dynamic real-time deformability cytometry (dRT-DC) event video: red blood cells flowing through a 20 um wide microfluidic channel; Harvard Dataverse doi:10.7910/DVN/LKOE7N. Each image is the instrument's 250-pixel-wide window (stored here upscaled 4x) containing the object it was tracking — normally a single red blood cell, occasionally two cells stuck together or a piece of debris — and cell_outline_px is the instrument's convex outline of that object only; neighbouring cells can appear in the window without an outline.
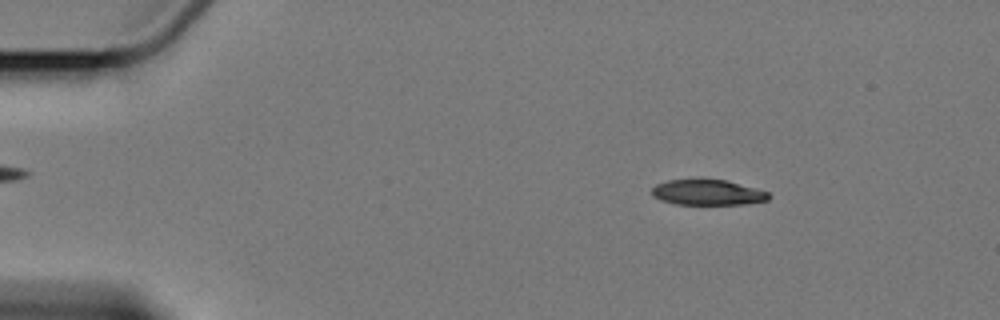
{"species": "Egyptian fruit bat (a non-hibernating species)", "species_latin": "Rousettus aegyptiacus", "temperature_condition": "cold", "stored_images_in_passage": 9, "camera_frame_rate_fps": 3000, "um_per_image_px": 0.085, "animal": {"sex": "female"}, "frame": {"image": 1, "passage_image": 1, "time_ms": 0.0, "image_size_px": [1000, 320], "cell_outline_px": [[772, 196], [768, 200], [748, 204], [676, 204], [660, 200], [652, 196], [652, 188], [656, 184], [668, 180], [728, 180], [756, 188], [768, 192]], "centroid_in_image_um": [60.18, 16.36], "position_along_channel_um": 24.8, "area_um2": 17.34}}
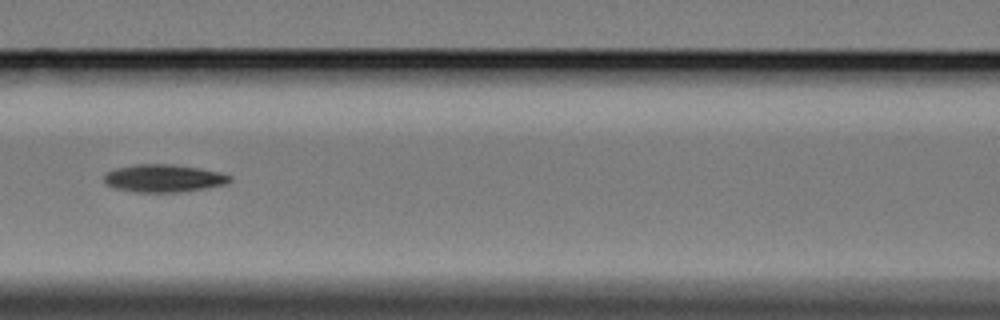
{"frame": {"image": 2, "passage_image": 6, "time_ms": 6.0, "image_size_px": [1000, 320], "cell_outline_px": [[232, 180], [224, 184], [204, 188], [176, 192], [136, 192], [112, 188], [104, 184], [104, 172], [116, 168], [136, 164], [176, 164], [200, 168], [220, 172], [232, 176]], "centroid_in_image_um": [13.86, 15.14], "position_along_channel_um": 152.7, "area_um2": 20.46}}
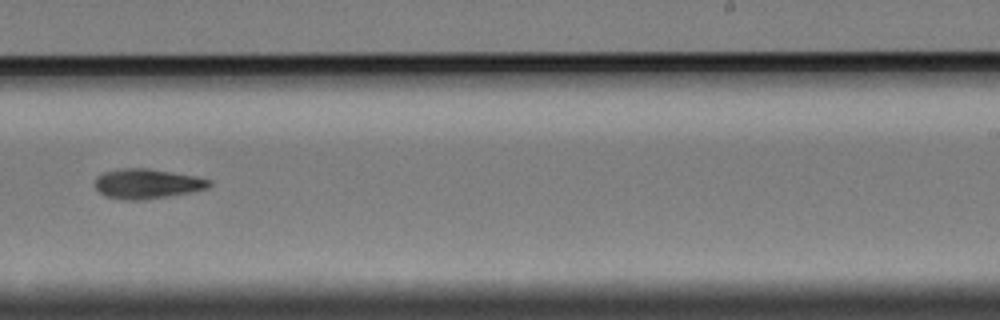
{"frame": {"image": 3, "passage_image": 9, "time_ms": 9.667, "image_size_px": [1000, 320], "cell_outline_px": [[212, 184], [208, 188], [168, 196], [144, 200], [124, 200], [104, 196], [96, 188], [96, 176], [104, 172], [120, 168], [148, 168], [196, 176], [212, 180]], "centroid_in_image_um": [12.5, 15.61], "position_along_channel_um": 276.5, "area_um2": 19.88}}